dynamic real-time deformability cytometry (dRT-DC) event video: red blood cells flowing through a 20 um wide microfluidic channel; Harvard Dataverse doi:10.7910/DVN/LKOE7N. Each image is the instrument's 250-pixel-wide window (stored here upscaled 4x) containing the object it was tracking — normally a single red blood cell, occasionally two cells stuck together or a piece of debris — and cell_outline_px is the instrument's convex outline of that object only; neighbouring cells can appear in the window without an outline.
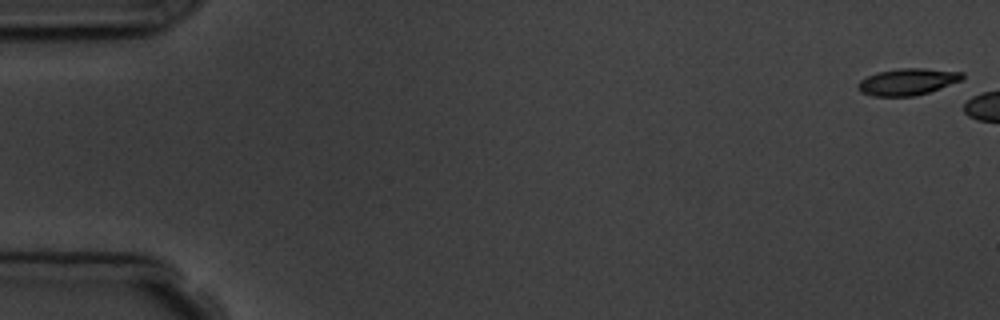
{"species": "common noctule bat (a hibernating species)", "species_latin": "Nyctalus noctula", "temperature_condition": "room temperature", "stored_images_in_passage": 3, "camera_frame_rate_fps": 3000, "um_per_image_px": 0.085, "animal": {"sex": "male", "body_mass_g": 19.5, "forearm_length_mm": 54.6}, "frame": {"image": 1, "passage_image": 1, "time_ms": 0.0, "image_size_px": [1000, 320], "cell_outline_px": [[964, 76], [960, 80], [940, 88], [916, 96], [872, 96], [860, 92], [856, 88], [856, 84], [860, 80], [876, 72], [900, 68], [924, 68], [964, 72]], "centroid_in_image_um": [77.09, 6.95], "position_along_channel_um": 7.9, "area_um2": 16.3}}